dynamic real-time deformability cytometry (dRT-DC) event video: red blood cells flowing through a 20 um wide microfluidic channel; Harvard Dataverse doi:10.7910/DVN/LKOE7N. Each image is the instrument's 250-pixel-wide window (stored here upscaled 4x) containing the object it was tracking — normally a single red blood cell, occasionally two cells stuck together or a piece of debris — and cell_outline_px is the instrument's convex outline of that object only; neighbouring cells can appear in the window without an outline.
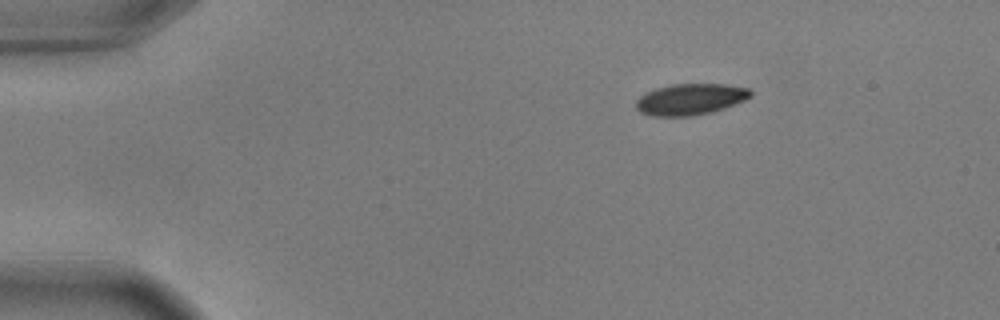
{"species": "common noctule bat (a hibernating species)", "species_latin": "Nyctalus noctula", "temperature_condition": "warm", "stored_images_in_passage": 48, "camera_frame_rate_fps": 3000, "um_per_image_px": 0.085, "animal": {"sex": "male", "body_mass_g": 17.9, "forearm_length_mm": 54.2}, "frame": {"image": 1, "passage_image": 1, "time_ms": 0.0, "image_size_px": [1000, 320], "cell_outline_px": [[752, 96], [744, 100], [724, 108], [712, 112], [692, 116], [652, 116], [640, 112], [636, 108], [636, 100], [640, 96], [656, 88], [672, 84], [724, 84], [748, 88], [752, 92]], "centroid_in_image_um": [58.68, 8.44], "position_along_channel_um": 26.3, "area_um2": 20.81}}
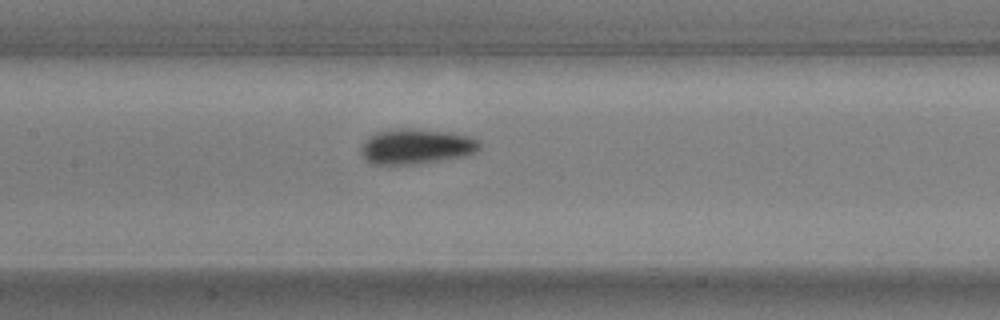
{"frame": {"image": 2, "passage_image": 19, "time_ms": 6.0, "image_size_px": [1000, 320], "cell_outline_px": [[480, 148], [476, 152], [464, 156], [416, 164], [372, 164], [360, 152], [360, 148], [368, 136], [376, 132], [396, 128], [408, 128], [444, 132], [468, 136], [476, 140], [480, 144]], "centroid_in_image_um": [35.34, 12.45], "position_along_channel_um": 172.1, "area_um2": 24.04}}
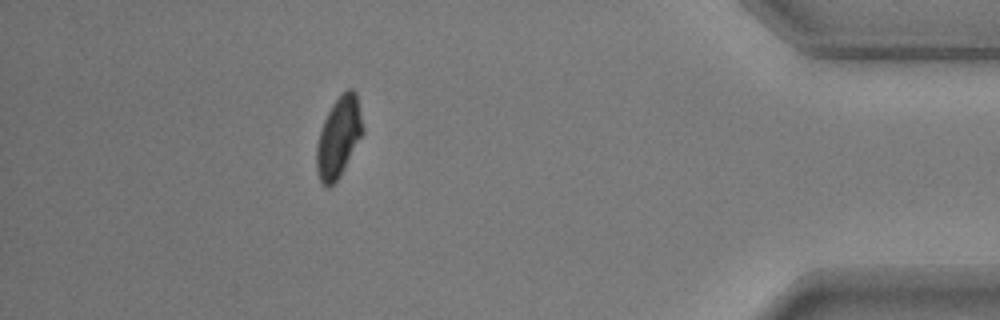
{"frame": {"image": 3, "passage_image": 42, "time_ms": 13.667, "image_size_px": [1000, 320], "cell_outline_px": [[364, 132], [340, 176], [328, 188], [320, 180], [316, 172], [316, 144], [324, 120], [332, 104], [348, 88], [352, 88], [356, 92], [364, 128]], "centroid_in_image_um": [28.79, 11.66], "position_along_channel_um": 406.4, "area_um2": 21.5}, "authors_computed_cell_mechanics": {"area_um2": 22.2241, "velocity_mm_per_s": 3.6288, "shape_relaxation_time_tau1_ms": 2.4595, "shape_relaxation_time_tau2_ms": null, "deformation_change_tau1": 0.1202, "deformation_change_tau2": null}}